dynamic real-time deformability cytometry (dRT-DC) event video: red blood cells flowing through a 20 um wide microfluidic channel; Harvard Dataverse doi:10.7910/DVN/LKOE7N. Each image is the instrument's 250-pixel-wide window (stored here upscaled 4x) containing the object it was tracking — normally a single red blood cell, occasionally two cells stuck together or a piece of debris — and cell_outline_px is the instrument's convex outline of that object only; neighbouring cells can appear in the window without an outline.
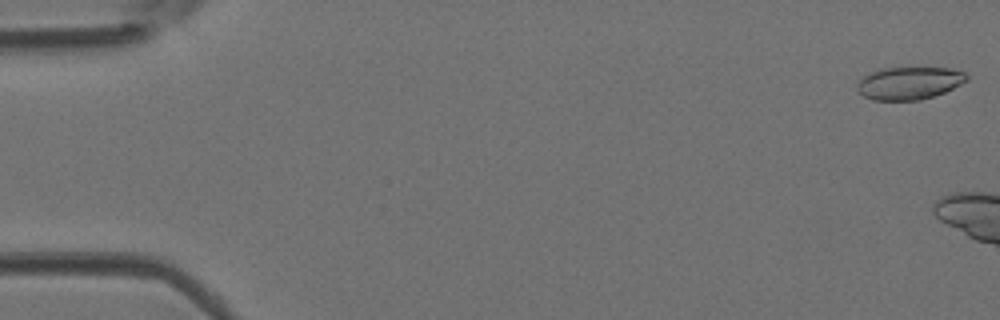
{"species": "Egyptian fruit bat (a non-hibernating species)", "species_latin": "Rousettus aegyptiacus", "temperature_condition": "room temperature", "stored_images_in_passage": 5, "camera_frame_rate_fps": 3000, "um_per_image_px": 0.085, "animal": {"sex": "female"}, "frame": {"image": 1, "passage_image": 1, "time_ms": 0.0, "image_size_px": [1000, 320], "cell_outline_px": [[968, 80], [944, 92], [920, 100], [872, 100], [864, 96], [856, 88], [856, 84], [864, 76], [880, 68], [948, 68], [964, 72], [968, 76]], "centroid_in_image_um": [77.26, 7.06], "position_along_channel_um": 7.7, "area_um2": 20.63}}